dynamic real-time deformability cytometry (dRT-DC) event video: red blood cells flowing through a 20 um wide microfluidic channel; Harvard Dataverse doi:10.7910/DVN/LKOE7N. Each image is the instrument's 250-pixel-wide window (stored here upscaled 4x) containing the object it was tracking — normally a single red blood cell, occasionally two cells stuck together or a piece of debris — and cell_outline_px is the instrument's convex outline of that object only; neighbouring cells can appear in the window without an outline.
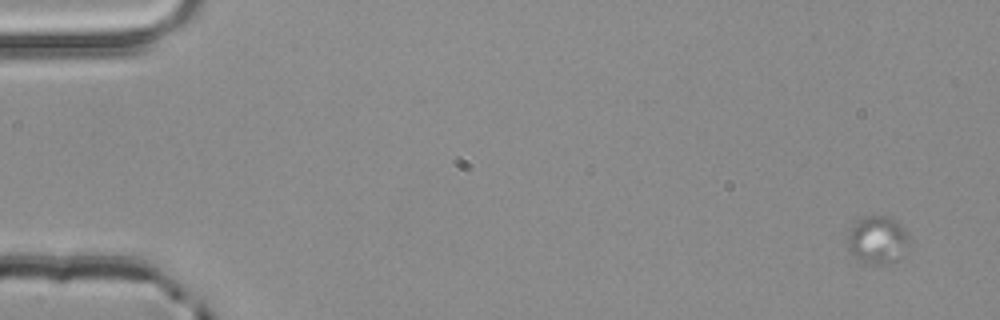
{"species": "common noctule bat (a hibernating species)", "species_latin": "Nyctalus noctula", "temperature_condition": "room temperature", "stored_images_in_passage": 3, "camera_frame_rate_fps": 3000, "um_per_image_px": 0.085, "animal": {"sex": "male", "body_mass_g": 20.4}, "frame": {"image": 1, "passage_image": 1, "time_ms": 0.0, "image_size_px": [1000, 320], "cell_outline_px": [[908, 244], [892, 264], [872, 264], [860, 260], [848, 248], [852, 224], [856, 220], [864, 216], [888, 216], [896, 220], [900, 224], [908, 236]], "centroid_in_image_um": [74.59, 20.37], "position_along_channel_um": 10.4, "area_um2": 16.65}}